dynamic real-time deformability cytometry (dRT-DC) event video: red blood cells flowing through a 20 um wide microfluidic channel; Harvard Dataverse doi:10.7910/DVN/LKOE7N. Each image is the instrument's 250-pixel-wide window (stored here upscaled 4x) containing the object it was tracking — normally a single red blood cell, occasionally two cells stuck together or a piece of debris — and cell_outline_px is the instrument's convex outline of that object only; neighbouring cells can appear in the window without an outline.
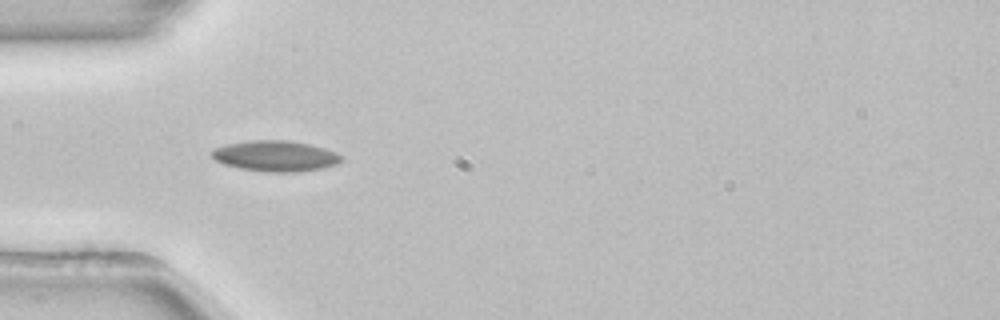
{"species": "common noctule bat (a hibernating species)", "species_latin": "Nyctalus noctula", "temperature_condition": "room temperature", "stored_images_in_passage": 53, "camera_frame_rate_fps": 3000, "um_per_image_px": 0.085, "animal": {"sex": "female", "body_mass_g": 22.7, "forearm_length_mm": 54.2}, "frame": {"image": 1, "passage_image": 16, "time_ms": 5.0, "image_size_px": [1000, 320], "cell_outline_px": [[344, 160], [336, 164], [320, 168], [296, 172], [268, 172], [240, 168], [224, 164], [216, 160], [208, 152], [212, 148], [228, 144], [252, 140], [288, 140], [308, 144], [324, 148], [336, 152], [344, 156]], "centroid_in_image_um": [23.41, 13.25], "position_along_channel_um": 61.6, "area_um2": 23.24}}